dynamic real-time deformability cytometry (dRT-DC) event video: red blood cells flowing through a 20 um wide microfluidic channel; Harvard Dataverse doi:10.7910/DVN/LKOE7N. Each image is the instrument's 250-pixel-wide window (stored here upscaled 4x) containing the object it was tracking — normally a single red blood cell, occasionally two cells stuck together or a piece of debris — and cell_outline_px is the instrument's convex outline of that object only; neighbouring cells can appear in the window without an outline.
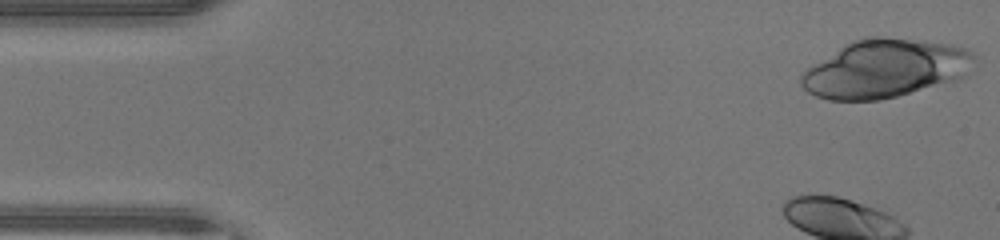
{"species": "human", "species_latin": "Homo sapiens", "temperature_condition": "warm", "stored_images_in_passage": 18, "camera_frame_rate_fps": 3000, "um_per_image_px": 0.085, "donor": {"sex": "male"}, "frame": {"image": 1, "passage_image": 1, "time_ms": 0.0, "image_size_px": [1000, 240], "cell_outline_px": [[976, 56], [960, 76], [952, 80], [896, 96], [880, 100], [828, 100], [816, 96], [808, 92], [800, 84], [800, 76], [808, 68], [844, 44], [852, 40], [864, 36], [884, 36], [924, 40], [952, 44], [964, 48], [972, 52]], "centroid_in_image_um": [75.15, 5.8], "position_along_channel_um": 9.8, "area_um2": 58.09}}